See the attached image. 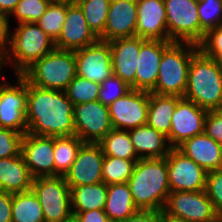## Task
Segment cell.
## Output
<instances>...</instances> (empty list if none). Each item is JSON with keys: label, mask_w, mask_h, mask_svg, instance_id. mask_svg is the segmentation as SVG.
<instances>
[{"label": "cell", "mask_w": 222, "mask_h": 222, "mask_svg": "<svg viewBox=\"0 0 222 222\" xmlns=\"http://www.w3.org/2000/svg\"><path fill=\"white\" fill-rule=\"evenodd\" d=\"M74 104L65 91L43 89L27 81V132L37 136L75 135Z\"/></svg>", "instance_id": "6da1fadb"}, {"label": "cell", "mask_w": 222, "mask_h": 222, "mask_svg": "<svg viewBox=\"0 0 222 222\" xmlns=\"http://www.w3.org/2000/svg\"><path fill=\"white\" fill-rule=\"evenodd\" d=\"M127 184L138 209L162 212L171 192L166 157L138 159Z\"/></svg>", "instance_id": "7a4b0ae2"}, {"label": "cell", "mask_w": 222, "mask_h": 222, "mask_svg": "<svg viewBox=\"0 0 222 222\" xmlns=\"http://www.w3.org/2000/svg\"><path fill=\"white\" fill-rule=\"evenodd\" d=\"M183 97L207 111L222 110V62L199 49L191 58Z\"/></svg>", "instance_id": "3957f363"}, {"label": "cell", "mask_w": 222, "mask_h": 222, "mask_svg": "<svg viewBox=\"0 0 222 222\" xmlns=\"http://www.w3.org/2000/svg\"><path fill=\"white\" fill-rule=\"evenodd\" d=\"M16 30L8 31L7 46L3 56L5 67L12 66L16 75L22 74L35 61L53 51L55 41L36 22L19 23Z\"/></svg>", "instance_id": "277c9868"}, {"label": "cell", "mask_w": 222, "mask_h": 222, "mask_svg": "<svg viewBox=\"0 0 222 222\" xmlns=\"http://www.w3.org/2000/svg\"><path fill=\"white\" fill-rule=\"evenodd\" d=\"M199 46L188 42H172L162 55L155 87L150 91L158 95H177L186 92L188 70L192 56Z\"/></svg>", "instance_id": "5b68a950"}, {"label": "cell", "mask_w": 222, "mask_h": 222, "mask_svg": "<svg viewBox=\"0 0 222 222\" xmlns=\"http://www.w3.org/2000/svg\"><path fill=\"white\" fill-rule=\"evenodd\" d=\"M21 75L36 87L65 91L76 76L74 51L55 48Z\"/></svg>", "instance_id": "8992f818"}, {"label": "cell", "mask_w": 222, "mask_h": 222, "mask_svg": "<svg viewBox=\"0 0 222 222\" xmlns=\"http://www.w3.org/2000/svg\"><path fill=\"white\" fill-rule=\"evenodd\" d=\"M31 189L41 204L45 222H65L73 217L71 190L64 176L33 178Z\"/></svg>", "instance_id": "52a82bcc"}, {"label": "cell", "mask_w": 222, "mask_h": 222, "mask_svg": "<svg viewBox=\"0 0 222 222\" xmlns=\"http://www.w3.org/2000/svg\"><path fill=\"white\" fill-rule=\"evenodd\" d=\"M169 41L201 43L198 0H163Z\"/></svg>", "instance_id": "ba28073f"}, {"label": "cell", "mask_w": 222, "mask_h": 222, "mask_svg": "<svg viewBox=\"0 0 222 222\" xmlns=\"http://www.w3.org/2000/svg\"><path fill=\"white\" fill-rule=\"evenodd\" d=\"M16 84L0 80V127L25 134L27 132V80L15 74Z\"/></svg>", "instance_id": "9c48e42d"}, {"label": "cell", "mask_w": 222, "mask_h": 222, "mask_svg": "<svg viewBox=\"0 0 222 222\" xmlns=\"http://www.w3.org/2000/svg\"><path fill=\"white\" fill-rule=\"evenodd\" d=\"M163 212L186 222H209L219 215L205 190L170 192Z\"/></svg>", "instance_id": "30bf717a"}, {"label": "cell", "mask_w": 222, "mask_h": 222, "mask_svg": "<svg viewBox=\"0 0 222 222\" xmlns=\"http://www.w3.org/2000/svg\"><path fill=\"white\" fill-rule=\"evenodd\" d=\"M75 135L84 143H99L113 129L108 106L99 100L74 105Z\"/></svg>", "instance_id": "8fae6325"}, {"label": "cell", "mask_w": 222, "mask_h": 222, "mask_svg": "<svg viewBox=\"0 0 222 222\" xmlns=\"http://www.w3.org/2000/svg\"><path fill=\"white\" fill-rule=\"evenodd\" d=\"M149 92L131 89L108 106L113 129L131 130L147 124Z\"/></svg>", "instance_id": "7c38bea8"}, {"label": "cell", "mask_w": 222, "mask_h": 222, "mask_svg": "<svg viewBox=\"0 0 222 222\" xmlns=\"http://www.w3.org/2000/svg\"><path fill=\"white\" fill-rule=\"evenodd\" d=\"M166 161L171 192L205 190L207 172L178 148H171Z\"/></svg>", "instance_id": "4fadbf2b"}, {"label": "cell", "mask_w": 222, "mask_h": 222, "mask_svg": "<svg viewBox=\"0 0 222 222\" xmlns=\"http://www.w3.org/2000/svg\"><path fill=\"white\" fill-rule=\"evenodd\" d=\"M207 110L191 100L181 97L172 114L170 133L167 136L172 148H177L185 140L204 132Z\"/></svg>", "instance_id": "5bb4252c"}, {"label": "cell", "mask_w": 222, "mask_h": 222, "mask_svg": "<svg viewBox=\"0 0 222 222\" xmlns=\"http://www.w3.org/2000/svg\"><path fill=\"white\" fill-rule=\"evenodd\" d=\"M76 75L99 83L100 85L113 74L109 42L98 40L96 43L74 51Z\"/></svg>", "instance_id": "9a60e30c"}, {"label": "cell", "mask_w": 222, "mask_h": 222, "mask_svg": "<svg viewBox=\"0 0 222 222\" xmlns=\"http://www.w3.org/2000/svg\"><path fill=\"white\" fill-rule=\"evenodd\" d=\"M104 153L98 143H83L70 170L64 175L69 187L103 182Z\"/></svg>", "instance_id": "2e32d148"}, {"label": "cell", "mask_w": 222, "mask_h": 222, "mask_svg": "<svg viewBox=\"0 0 222 222\" xmlns=\"http://www.w3.org/2000/svg\"><path fill=\"white\" fill-rule=\"evenodd\" d=\"M21 154L33 178L55 176L54 137L26 132L21 142Z\"/></svg>", "instance_id": "e0dca14e"}, {"label": "cell", "mask_w": 222, "mask_h": 222, "mask_svg": "<svg viewBox=\"0 0 222 222\" xmlns=\"http://www.w3.org/2000/svg\"><path fill=\"white\" fill-rule=\"evenodd\" d=\"M99 38L89 28L79 5L67 0V14L55 47L60 50H77L96 43Z\"/></svg>", "instance_id": "ac0fdd59"}, {"label": "cell", "mask_w": 222, "mask_h": 222, "mask_svg": "<svg viewBox=\"0 0 222 222\" xmlns=\"http://www.w3.org/2000/svg\"><path fill=\"white\" fill-rule=\"evenodd\" d=\"M147 39L138 36L109 41L113 74L135 89V72L141 45Z\"/></svg>", "instance_id": "d6986e66"}, {"label": "cell", "mask_w": 222, "mask_h": 222, "mask_svg": "<svg viewBox=\"0 0 222 222\" xmlns=\"http://www.w3.org/2000/svg\"><path fill=\"white\" fill-rule=\"evenodd\" d=\"M136 25L137 1L111 0L104 32L98 38L109 42L136 36Z\"/></svg>", "instance_id": "ffe728a7"}, {"label": "cell", "mask_w": 222, "mask_h": 222, "mask_svg": "<svg viewBox=\"0 0 222 222\" xmlns=\"http://www.w3.org/2000/svg\"><path fill=\"white\" fill-rule=\"evenodd\" d=\"M136 36L150 40H169L163 0H137Z\"/></svg>", "instance_id": "44dd1931"}, {"label": "cell", "mask_w": 222, "mask_h": 222, "mask_svg": "<svg viewBox=\"0 0 222 222\" xmlns=\"http://www.w3.org/2000/svg\"><path fill=\"white\" fill-rule=\"evenodd\" d=\"M169 40L147 39L140 47L135 72V89L150 92L157 82L159 64Z\"/></svg>", "instance_id": "7402d4cb"}, {"label": "cell", "mask_w": 222, "mask_h": 222, "mask_svg": "<svg viewBox=\"0 0 222 222\" xmlns=\"http://www.w3.org/2000/svg\"><path fill=\"white\" fill-rule=\"evenodd\" d=\"M177 148L206 172L222 170V145L205 132L185 140Z\"/></svg>", "instance_id": "603a6c76"}, {"label": "cell", "mask_w": 222, "mask_h": 222, "mask_svg": "<svg viewBox=\"0 0 222 222\" xmlns=\"http://www.w3.org/2000/svg\"><path fill=\"white\" fill-rule=\"evenodd\" d=\"M128 132L139 159L165 158L172 148L167 137L148 124L128 130Z\"/></svg>", "instance_id": "cb8c5ba5"}, {"label": "cell", "mask_w": 222, "mask_h": 222, "mask_svg": "<svg viewBox=\"0 0 222 222\" xmlns=\"http://www.w3.org/2000/svg\"><path fill=\"white\" fill-rule=\"evenodd\" d=\"M33 177L23 155L0 159V190L20 193L31 190Z\"/></svg>", "instance_id": "d4e9b609"}, {"label": "cell", "mask_w": 222, "mask_h": 222, "mask_svg": "<svg viewBox=\"0 0 222 222\" xmlns=\"http://www.w3.org/2000/svg\"><path fill=\"white\" fill-rule=\"evenodd\" d=\"M180 98L177 95H158L149 92L147 124L167 137L170 133L172 114Z\"/></svg>", "instance_id": "484cf974"}, {"label": "cell", "mask_w": 222, "mask_h": 222, "mask_svg": "<svg viewBox=\"0 0 222 222\" xmlns=\"http://www.w3.org/2000/svg\"><path fill=\"white\" fill-rule=\"evenodd\" d=\"M137 210L127 182L107 185L104 212L111 222H122Z\"/></svg>", "instance_id": "4316f807"}, {"label": "cell", "mask_w": 222, "mask_h": 222, "mask_svg": "<svg viewBox=\"0 0 222 222\" xmlns=\"http://www.w3.org/2000/svg\"><path fill=\"white\" fill-rule=\"evenodd\" d=\"M73 214L105 208L107 185L104 182L70 187Z\"/></svg>", "instance_id": "83f0119b"}, {"label": "cell", "mask_w": 222, "mask_h": 222, "mask_svg": "<svg viewBox=\"0 0 222 222\" xmlns=\"http://www.w3.org/2000/svg\"><path fill=\"white\" fill-rule=\"evenodd\" d=\"M12 222H45L41 204L32 189L12 194Z\"/></svg>", "instance_id": "f1b7e54d"}, {"label": "cell", "mask_w": 222, "mask_h": 222, "mask_svg": "<svg viewBox=\"0 0 222 222\" xmlns=\"http://www.w3.org/2000/svg\"><path fill=\"white\" fill-rule=\"evenodd\" d=\"M83 143L76 135L54 137L55 176H64L70 170Z\"/></svg>", "instance_id": "f546056e"}, {"label": "cell", "mask_w": 222, "mask_h": 222, "mask_svg": "<svg viewBox=\"0 0 222 222\" xmlns=\"http://www.w3.org/2000/svg\"><path fill=\"white\" fill-rule=\"evenodd\" d=\"M98 144L105 156L118 157L125 160L139 159L128 131L112 129Z\"/></svg>", "instance_id": "4dcf8cb0"}, {"label": "cell", "mask_w": 222, "mask_h": 222, "mask_svg": "<svg viewBox=\"0 0 222 222\" xmlns=\"http://www.w3.org/2000/svg\"><path fill=\"white\" fill-rule=\"evenodd\" d=\"M81 8L89 28L99 37L105 29L111 0H74Z\"/></svg>", "instance_id": "1f68e13d"}, {"label": "cell", "mask_w": 222, "mask_h": 222, "mask_svg": "<svg viewBox=\"0 0 222 222\" xmlns=\"http://www.w3.org/2000/svg\"><path fill=\"white\" fill-rule=\"evenodd\" d=\"M67 14V0H52L36 24L54 41L61 33Z\"/></svg>", "instance_id": "d6a6232c"}, {"label": "cell", "mask_w": 222, "mask_h": 222, "mask_svg": "<svg viewBox=\"0 0 222 222\" xmlns=\"http://www.w3.org/2000/svg\"><path fill=\"white\" fill-rule=\"evenodd\" d=\"M137 161L105 156L102 167L103 182L106 185L127 182L132 175L134 165Z\"/></svg>", "instance_id": "836d02e7"}, {"label": "cell", "mask_w": 222, "mask_h": 222, "mask_svg": "<svg viewBox=\"0 0 222 222\" xmlns=\"http://www.w3.org/2000/svg\"><path fill=\"white\" fill-rule=\"evenodd\" d=\"M101 85L78 75L70 82L65 93L74 104L98 101Z\"/></svg>", "instance_id": "e575fe53"}, {"label": "cell", "mask_w": 222, "mask_h": 222, "mask_svg": "<svg viewBox=\"0 0 222 222\" xmlns=\"http://www.w3.org/2000/svg\"><path fill=\"white\" fill-rule=\"evenodd\" d=\"M198 14L202 42L209 30L222 25V0H198Z\"/></svg>", "instance_id": "d590c367"}, {"label": "cell", "mask_w": 222, "mask_h": 222, "mask_svg": "<svg viewBox=\"0 0 222 222\" xmlns=\"http://www.w3.org/2000/svg\"><path fill=\"white\" fill-rule=\"evenodd\" d=\"M51 1L52 0H20L15 10L8 17V21L14 16L17 24L36 22L46 12Z\"/></svg>", "instance_id": "8d00e7d4"}, {"label": "cell", "mask_w": 222, "mask_h": 222, "mask_svg": "<svg viewBox=\"0 0 222 222\" xmlns=\"http://www.w3.org/2000/svg\"><path fill=\"white\" fill-rule=\"evenodd\" d=\"M131 87L119 77L112 74L100 87L98 100L105 106H109L116 99L124 96Z\"/></svg>", "instance_id": "74e56055"}, {"label": "cell", "mask_w": 222, "mask_h": 222, "mask_svg": "<svg viewBox=\"0 0 222 222\" xmlns=\"http://www.w3.org/2000/svg\"><path fill=\"white\" fill-rule=\"evenodd\" d=\"M198 46L207 57L222 62V25L209 30Z\"/></svg>", "instance_id": "f35d334b"}, {"label": "cell", "mask_w": 222, "mask_h": 222, "mask_svg": "<svg viewBox=\"0 0 222 222\" xmlns=\"http://www.w3.org/2000/svg\"><path fill=\"white\" fill-rule=\"evenodd\" d=\"M23 134L0 127V159L21 153Z\"/></svg>", "instance_id": "ab89813d"}, {"label": "cell", "mask_w": 222, "mask_h": 222, "mask_svg": "<svg viewBox=\"0 0 222 222\" xmlns=\"http://www.w3.org/2000/svg\"><path fill=\"white\" fill-rule=\"evenodd\" d=\"M205 192L215 211L222 215V170L207 172Z\"/></svg>", "instance_id": "60d3db41"}, {"label": "cell", "mask_w": 222, "mask_h": 222, "mask_svg": "<svg viewBox=\"0 0 222 222\" xmlns=\"http://www.w3.org/2000/svg\"><path fill=\"white\" fill-rule=\"evenodd\" d=\"M204 132L222 145V110H210L207 112Z\"/></svg>", "instance_id": "b9f144b4"}, {"label": "cell", "mask_w": 222, "mask_h": 222, "mask_svg": "<svg viewBox=\"0 0 222 222\" xmlns=\"http://www.w3.org/2000/svg\"><path fill=\"white\" fill-rule=\"evenodd\" d=\"M122 222H161V211L138 209Z\"/></svg>", "instance_id": "7bdbcfd3"}, {"label": "cell", "mask_w": 222, "mask_h": 222, "mask_svg": "<svg viewBox=\"0 0 222 222\" xmlns=\"http://www.w3.org/2000/svg\"><path fill=\"white\" fill-rule=\"evenodd\" d=\"M73 217L77 222H111L104 209L80 212L73 214Z\"/></svg>", "instance_id": "ee69618b"}, {"label": "cell", "mask_w": 222, "mask_h": 222, "mask_svg": "<svg viewBox=\"0 0 222 222\" xmlns=\"http://www.w3.org/2000/svg\"><path fill=\"white\" fill-rule=\"evenodd\" d=\"M0 222H12V194L0 190Z\"/></svg>", "instance_id": "f6af8a7d"}, {"label": "cell", "mask_w": 222, "mask_h": 222, "mask_svg": "<svg viewBox=\"0 0 222 222\" xmlns=\"http://www.w3.org/2000/svg\"><path fill=\"white\" fill-rule=\"evenodd\" d=\"M8 17L0 13V55L3 57L7 47L8 31L10 28Z\"/></svg>", "instance_id": "bcb514c9"}, {"label": "cell", "mask_w": 222, "mask_h": 222, "mask_svg": "<svg viewBox=\"0 0 222 222\" xmlns=\"http://www.w3.org/2000/svg\"><path fill=\"white\" fill-rule=\"evenodd\" d=\"M20 0H0V13L9 17Z\"/></svg>", "instance_id": "7dc6e473"}, {"label": "cell", "mask_w": 222, "mask_h": 222, "mask_svg": "<svg viewBox=\"0 0 222 222\" xmlns=\"http://www.w3.org/2000/svg\"><path fill=\"white\" fill-rule=\"evenodd\" d=\"M161 222H186V221L170 217L162 211L161 212Z\"/></svg>", "instance_id": "c3c4849f"}, {"label": "cell", "mask_w": 222, "mask_h": 222, "mask_svg": "<svg viewBox=\"0 0 222 222\" xmlns=\"http://www.w3.org/2000/svg\"><path fill=\"white\" fill-rule=\"evenodd\" d=\"M5 66V64L3 63V57L0 55V80H3L6 78V76L4 77L2 74V69Z\"/></svg>", "instance_id": "681fc988"}, {"label": "cell", "mask_w": 222, "mask_h": 222, "mask_svg": "<svg viewBox=\"0 0 222 222\" xmlns=\"http://www.w3.org/2000/svg\"><path fill=\"white\" fill-rule=\"evenodd\" d=\"M209 222H222V215H218L214 220Z\"/></svg>", "instance_id": "f907efd6"}, {"label": "cell", "mask_w": 222, "mask_h": 222, "mask_svg": "<svg viewBox=\"0 0 222 222\" xmlns=\"http://www.w3.org/2000/svg\"><path fill=\"white\" fill-rule=\"evenodd\" d=\"M65 222H77V221L75 220V218H74V217H72L70 220L65 221Z\"/></svg>", "instance_id": "816d5d0a"}]
</instances>
